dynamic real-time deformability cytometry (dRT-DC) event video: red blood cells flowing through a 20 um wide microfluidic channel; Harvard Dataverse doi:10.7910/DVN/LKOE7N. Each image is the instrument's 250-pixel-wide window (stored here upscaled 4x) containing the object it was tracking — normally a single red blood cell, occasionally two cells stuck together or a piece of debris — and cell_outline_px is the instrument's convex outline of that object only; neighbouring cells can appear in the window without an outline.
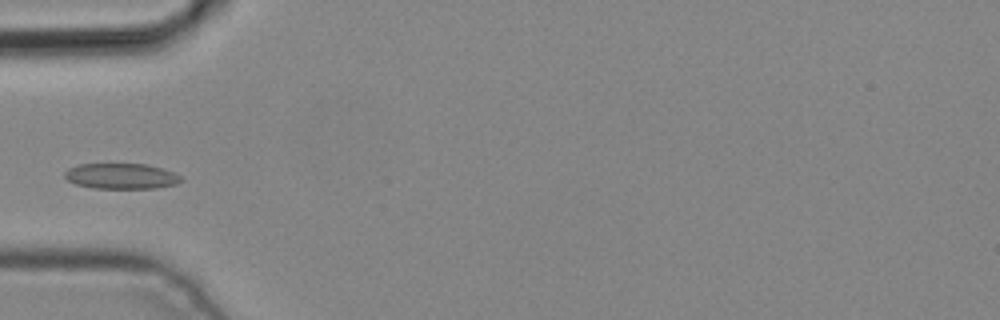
{"species": "common noctule bat (a hibernating species)", "species_latin": "Nyctalus noctula", "temperature_condition": "cold", "stored_images_in_passage": 5, "camera_frame_rate_fps": 3000, "um_per_image_px": 0.085, "animal": {"sex": "male", "body_mass_g": 19.2, "forearm_length_mm": 51.8}, "frame": {"image": 1, "passage_image": 4, "time_ms": 1.0, "image_size_px": [1000, 320], "cell_outline_px": [[184, 180], [176, 184], [156, 188], [92, 188], [76, 184], [68, 180], [64, 176], [64, 172], [68, 168], [80, 164], [148, 164], [172, 172], [180, 176]], "centroid_in_image_um": [10.29, 14.97], "position_along_channel_um": 74.7, "area_um2": 17.28}}
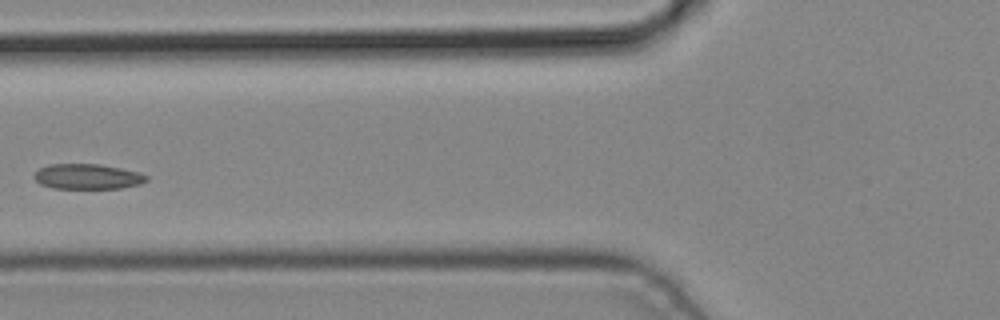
{"frame": {"image": 2, "passage_image": 5, "time_ms": 1.333, "image_size_px": [1000, 320], "cell_outline_px": [[148, 180], [140, 184], [120, 188], [52, 188], [40, 184], [32, 176], [40, 168], [48, 164], [100, 164], [120, 168], [136, 172], [148, 176]], "centroid_in_image_um": [7.41, 15.0], "position_along_channel_um": 118.4, "area_um2": 16.42}}